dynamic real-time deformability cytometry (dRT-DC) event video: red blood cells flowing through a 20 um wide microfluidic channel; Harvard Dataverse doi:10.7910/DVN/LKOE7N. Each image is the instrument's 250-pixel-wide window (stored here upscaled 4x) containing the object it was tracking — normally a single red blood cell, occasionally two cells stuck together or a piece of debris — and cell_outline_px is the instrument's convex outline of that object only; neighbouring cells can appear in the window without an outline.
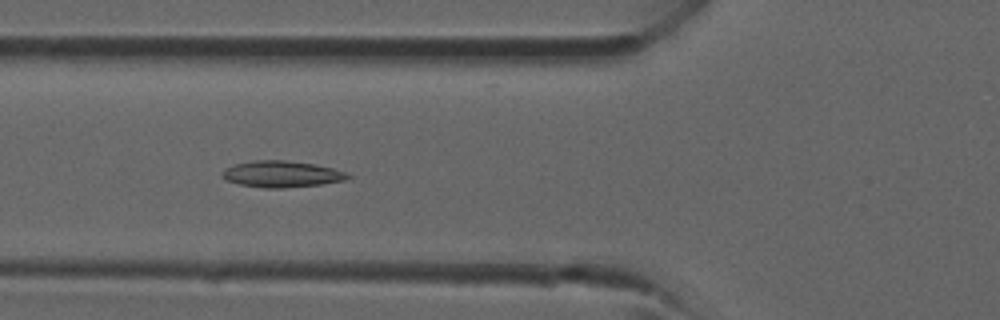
{"species": "common noctule bat (a hibernating species)", "species_latin": "Nyctalus noctula", "temperature_condition": "room temperature", "stored_images_in_passage": 34, "camera_frame_rate_fps": 3000, "um_per_image_px": 0.085, "animal": {"sex": "male", "forearm_length_mm": 52.5}, "frame": {"image": 1, "passage_image": 9, "time_ms": 2.667, "image_size_px": [1000, 320], "cell_outline_px": [[352, 176], [348, 180], [320, 184], [284, 188], [264, 188], [240, 184], [224, 180], [220, 176], [220, 172], [224, 168], [232, 164], [252, 160], [284, 160], [316, 164], [332, 168], [344, 172]], "centroid_in_image_um": [23.88, 14.79], "position_along_channel_um": 101.9, "area_um2": 19.59}}
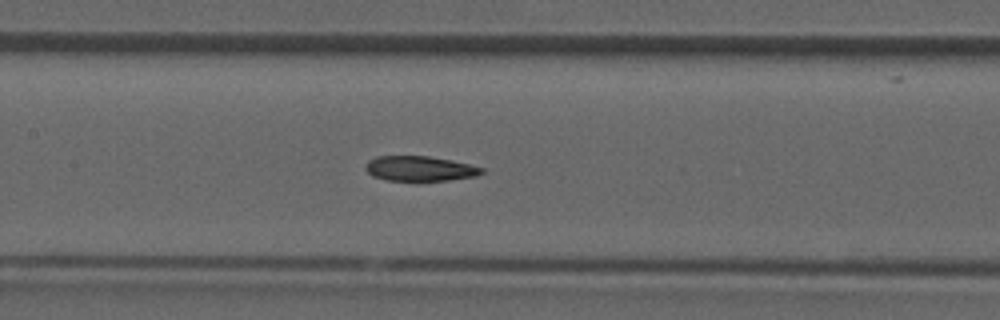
{"frame": {"image": 2, "passage_image": 13, "time_ms": 4.0, "image_size_px": [1000, 320], "cell_outline_px": [[484, 172], [476, 176], [448, 180], [388, 180], [372, 176], [364, 168], [368, 160], [376, 156], [428, 156], [452, 160], [484, 168]], "centroid_in_image_um": [35.67, 14.32], "position_along_channel_um": 171.7, "area_um2": 16.82}}
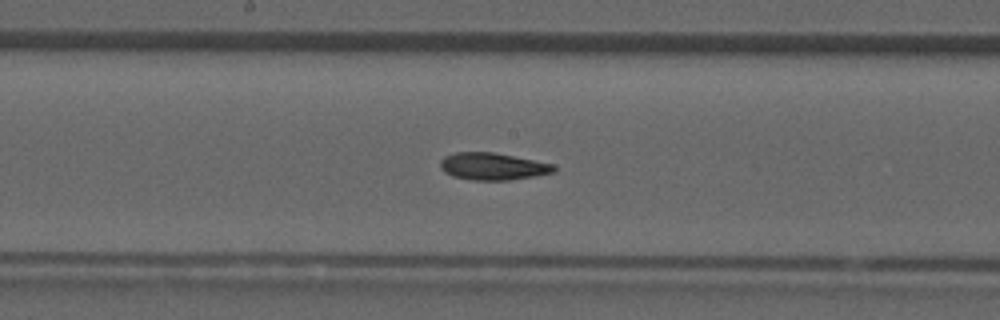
{"frame": {"image": 3, "passage_image": 15, "time_ms": 4.667, "image_size_px": [1000, 320], "cell_outline_px": [[556, 172], [508, 180], [472, 180], [452, 176], [444, 172], [440, 168], [440, 160], [444, 156], [456, 152], [492, 152], [552, 164], [556, 168]], "centroid_in_image_um": [41.82, 14.14], "position_along_channel_um": 206.4, "area_um2": 17.8}}